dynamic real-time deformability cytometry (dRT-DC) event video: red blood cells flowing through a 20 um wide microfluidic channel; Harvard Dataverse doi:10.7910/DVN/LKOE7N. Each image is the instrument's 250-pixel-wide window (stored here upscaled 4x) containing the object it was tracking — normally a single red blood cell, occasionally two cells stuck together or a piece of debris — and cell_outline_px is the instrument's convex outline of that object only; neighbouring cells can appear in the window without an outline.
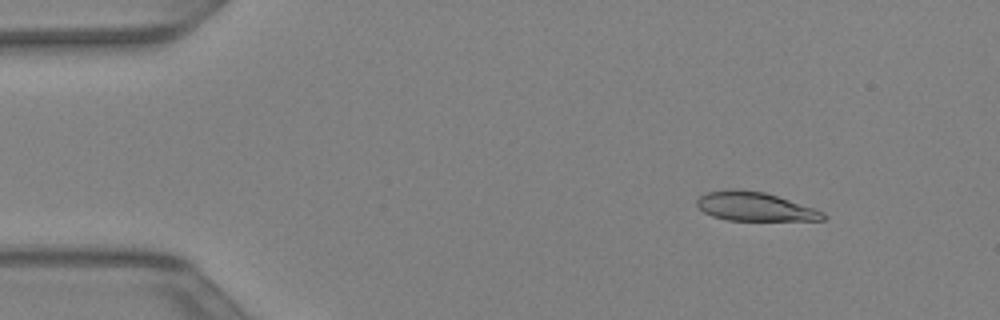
{"species": "Egyptian fruit bat (a non-hibernating species)", "species_latin": "Rousettus aegyptiacus", "temperature_condition": "warm", "stored_images_in_passage": 43, "camera_frame_rate_fps": 3000, "um_per_image_px": 0.085, "animal": {"sex": "female"}, "frame": {"image": 1, "passage_image": 6, "time_ms": 1.667, "image_size_px": [1000, 320], "cell_outline_px": [[828, 216], [824, 220], [728, 220], [712, 216], [704, 212], [696, 204], [696, 200], [700, 196], [708, 192], [732, 188], [764, 192], [824, 212]], "centroid_in_image_um": [64.13, 17.56], "position_along_channel_um": 20.9, "area_um2": 20.92}}
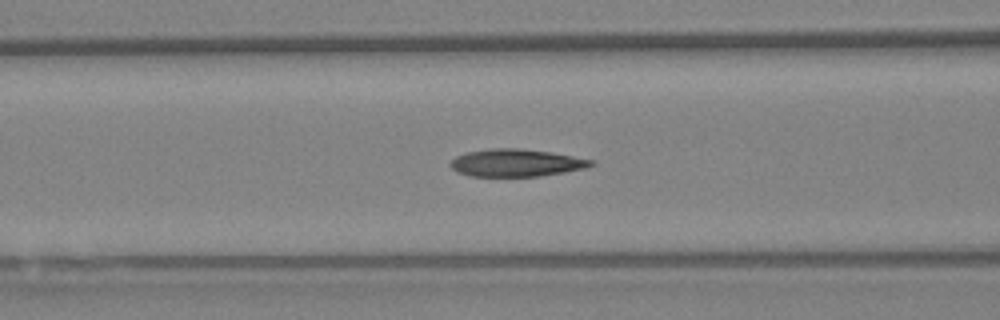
{"frame": {"image": 2, "passage_image": 18, "time_ms": 5.667, "image_size_px": [1000, 320], "cell_outline_px": [[596, 164], [584, 168], [564, 172], [540, 176], [468, 176], [456, 172], [448, 164], [456, 156], [468, 152], [492, 148], [516, 148], [552, 152], [592, 160]], "centroid_in_image_um": [43.84, 13.84], "position_along_channel_um": 122.8, "area_um2": 22.43}}
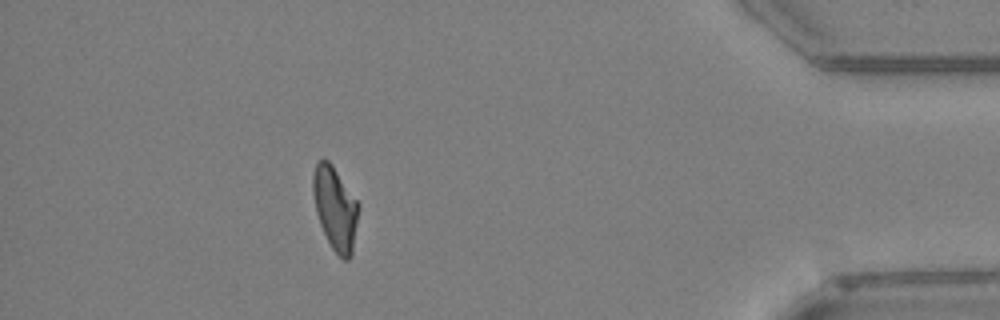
{"frame": {"image": 3, "passage_image": 39, "time_ms": 12.667, "image_size_px": [1000, 320], "cell_outline_px": [[360, 208], [352, 256], [348, 260], [344, 260], [332, 248], [320, 224], [316, 212], [312, 192], [312, 176], [316, 164], [320, 160], [328, 160], [332, 164], [360, 204]], "centroid_in_image_um": [28.51, 17.71], "position_along_channel_um": 406.7, "area_um2": 22.25}}